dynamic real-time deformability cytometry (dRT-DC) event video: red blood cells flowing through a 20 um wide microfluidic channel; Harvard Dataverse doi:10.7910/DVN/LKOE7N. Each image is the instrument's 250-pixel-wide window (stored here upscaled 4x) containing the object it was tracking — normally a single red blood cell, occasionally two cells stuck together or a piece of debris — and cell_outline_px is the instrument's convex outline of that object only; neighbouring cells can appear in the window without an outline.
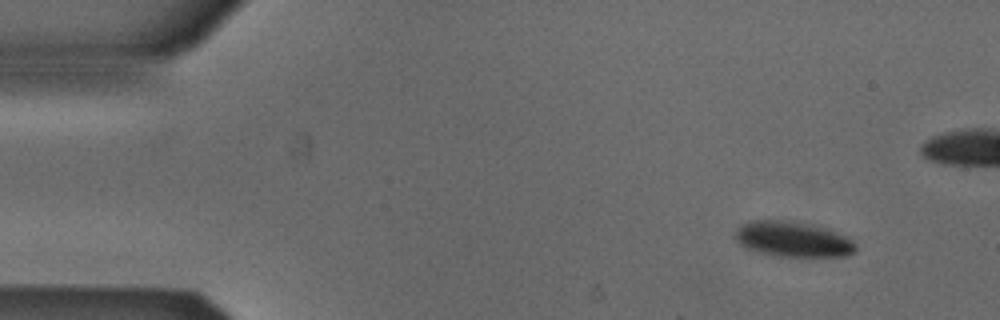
{"species": "Egyptian fruit bat (a non-hibernating species)", "species_latin": "Rousettus aegyptiacus", "temperature_condition": "cold", "stored_images_in_passage": 6, "camera_frame_rate_fps": 3000, "um_per_image_px": 0.085, "animal": {"sex": "male"}, "frame": {"image": 1, "passage_image": 1, "time_ms": 0.0, "image_size_px": [1000, 320], "cell_outline_px": [[856, 252], [848, 256], [772, 256], [744, 248], [732, 236], [736, 228], [752, 220], [792, 220], [812, 224], [828, 228], [852, 240], [856, 244]], "centroid_in_image_um": [67.37, 20.33], "position_along_channel_um": 17.6, "area_um2": 25.26}}
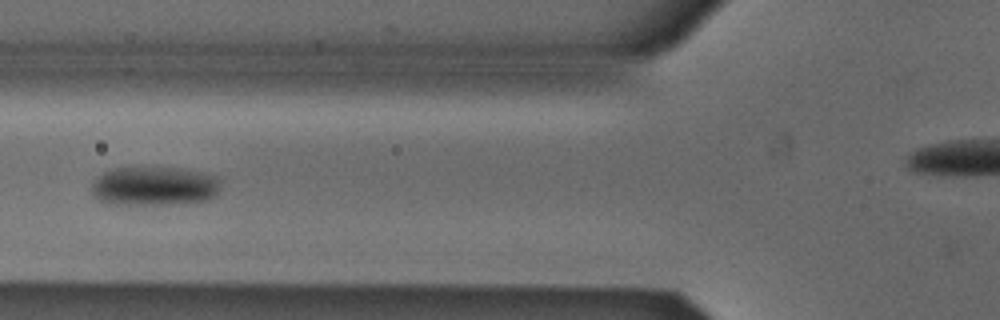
{"frame": {"image": 2, "passage_image": 5, "time_ms": 1.333, "image_size_px": [1000, 320], "cell_outline_px": [[220, 180], [216, 196], [208, 200], [180, 204], [108, 204], [100, 200], [92, 192], [92, 184], [104, 172], [112, 168], [132, 164], [180, 168], [200, 172], [216, 176]], "centroid_in_image_um": [13.11, 15.78], "position_along_channel_um": 112.7, "area_um2": 30.23}}
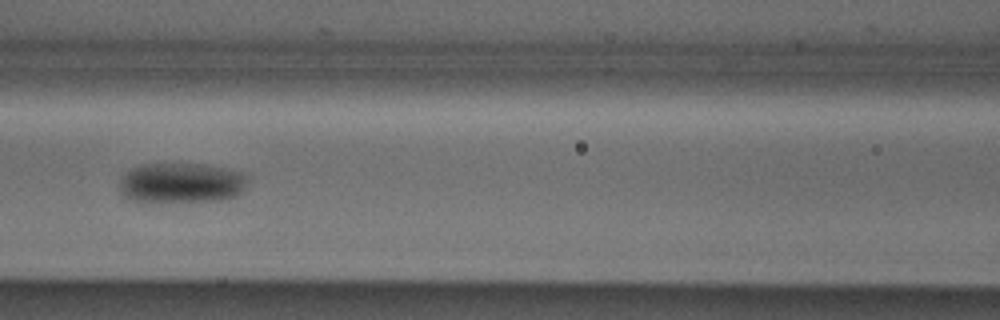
{"frame": {"image": 3, "passage_image": 6, "time_ms": 1.667, "image_size_px": [1000, 320], "cell_outline_px": [[248, 176], [244, 188], [236, 196], [220, 200], [152, 204], [144, 204], [132, 200], [124, 196], [120, 192], [120, 180], [124, 172], [132, 168], [144, 164], [200, 164], [248, 172]], "centroid_in_image_um": [15.38, 15.58], "position_along_channel_um": 151.2, "area_um2": 30.92}}